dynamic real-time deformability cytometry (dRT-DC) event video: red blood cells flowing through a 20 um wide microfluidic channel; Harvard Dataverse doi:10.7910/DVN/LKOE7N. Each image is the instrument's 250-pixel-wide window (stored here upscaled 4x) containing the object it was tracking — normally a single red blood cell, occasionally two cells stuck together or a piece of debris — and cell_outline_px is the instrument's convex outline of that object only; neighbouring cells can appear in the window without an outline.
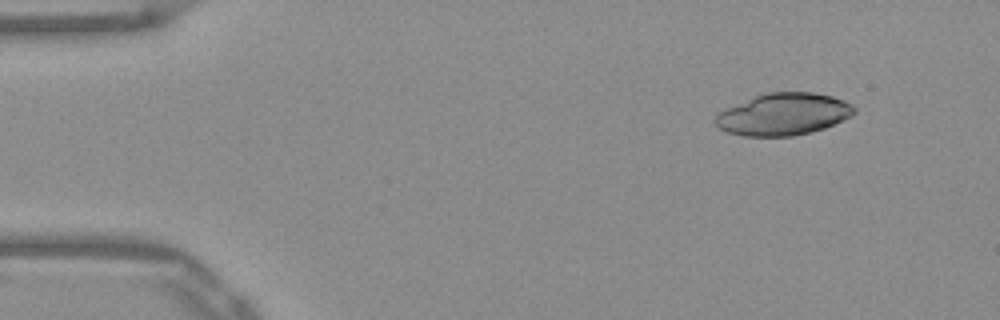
{"species": "Egyptian fruit bat (a non-hibernating species)", "species_latin": "Rousettus aegyptiacus", "temperature_condition": "warm", "stored_images_in_passage": 47, "camera_frame_rate_fps": 3000, "um_per_image_px": 0.085, "frame": {"image": 1, "passage_image": 1, "time_ms": 0.0, "image_size_px": [1000, 320], "cell_outline_px": [[856, 112], [852, 116], [824, 128], [792, 136], [744, 136], [728, 132], [720, 128], [712, 120], [716, 112], [756, 96], [768, 92], [812, 92], [832, 96], [844, 100], [852, 104], [856, 108]], "centroid_in_image_um": [66.59, 9.71], "position_along_channel_um": 18.4, "area_um2": 33.99}}